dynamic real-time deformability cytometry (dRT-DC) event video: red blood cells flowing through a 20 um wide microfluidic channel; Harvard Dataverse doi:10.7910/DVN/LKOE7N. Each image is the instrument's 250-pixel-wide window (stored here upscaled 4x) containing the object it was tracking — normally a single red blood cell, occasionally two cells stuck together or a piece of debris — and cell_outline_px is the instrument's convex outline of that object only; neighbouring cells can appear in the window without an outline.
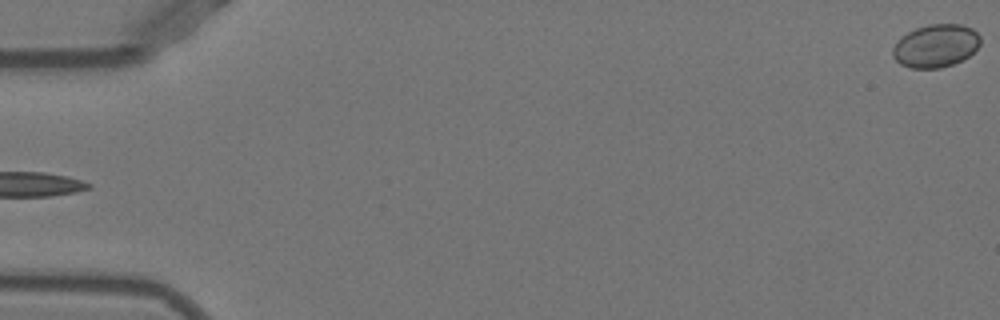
{"species": "Egyptian fruit bat (a non-hibernating species)", "species_latin": "Rousettus aegyptiacus", "temperature_condition": "warm", "stored_images_in_passage": 53, "camera_frame_rate_fps": 3000, "um_per_image_px": 0.085, "animal": {"sex": "female"}, "frame": {"image": 1, "passage_image": 1, "time_ms": 0.0, "image_size_px": [1000, 320], "cell_outline_px": [[980, 44], [968, 56], [952, 64], [940, 68], [912, 68], [900, 64], [892, 56], [892, 48], [896, 40], [908, 32], [916, 28], [928, 24], [960, 24], [972, 28], [980, 36]], "centroid_in_image_um": [79.5, 3.89], "position_along_channel_um": 5.5, "area_um2": 21.91}}
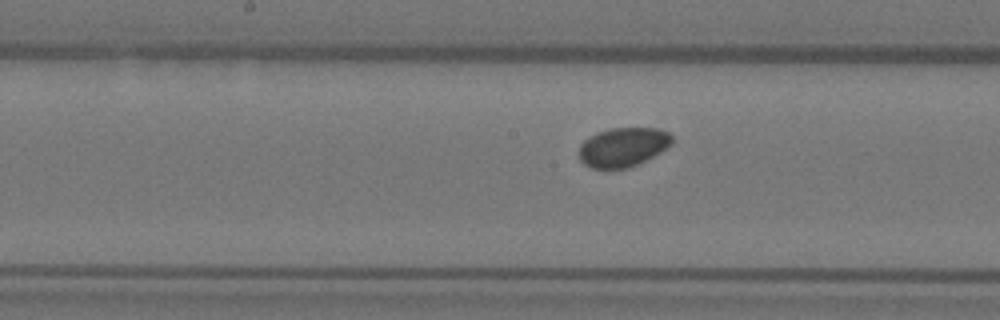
{"frame": {"image": 2, "passage_image": 28, "time_ms": 9.0, "image_size_px": [1000, 320], "cell_outline_px": [[672, 144], [660, 152], [628, 168], [592, 168], [584, 164], [580, 160], [580, 144], [584, 140], [596, 132], [608, 128], [656, 128], [668, 132], [672, 136]], "centroid_in_image_um": [52.94, 12.48], "position_along_channel_um": 195.3, "area_um2": 21.1}}
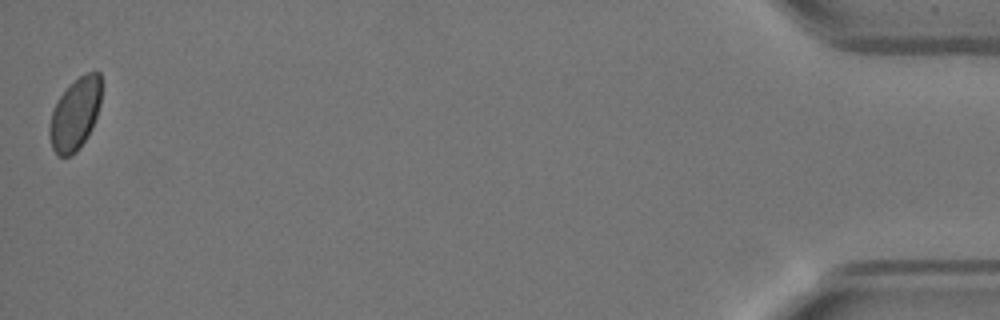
{"frame": {"image": 3, "passage_image": 53, "time_ms": 17.333, "image_size_px": [1000, 320], "cell_outline_px": [[100, 104], [92, 128], [88, 136], [80, 148], [76, 152], [68, 156], [56, 156], [52, 148], [48, 132], [48, 128], [52, 112], [60, 96], [84, 72], [100, 72]], "centroid_in_image_um": [6.37, 9.74], "position_along_channel_um": 428.8, "area_um2": 21.56}, "authors_computed_cell_mechanics": {"area_um2": 21.9062, "velocity_mm_per_s": 3.9057, "shape_relaxation_time_tau1_ms": null, "shape_relaxation_time_tau2_ms": 3.8232, "deformation_change_tau1": null, "deformation_change_tau2": 0.05}}